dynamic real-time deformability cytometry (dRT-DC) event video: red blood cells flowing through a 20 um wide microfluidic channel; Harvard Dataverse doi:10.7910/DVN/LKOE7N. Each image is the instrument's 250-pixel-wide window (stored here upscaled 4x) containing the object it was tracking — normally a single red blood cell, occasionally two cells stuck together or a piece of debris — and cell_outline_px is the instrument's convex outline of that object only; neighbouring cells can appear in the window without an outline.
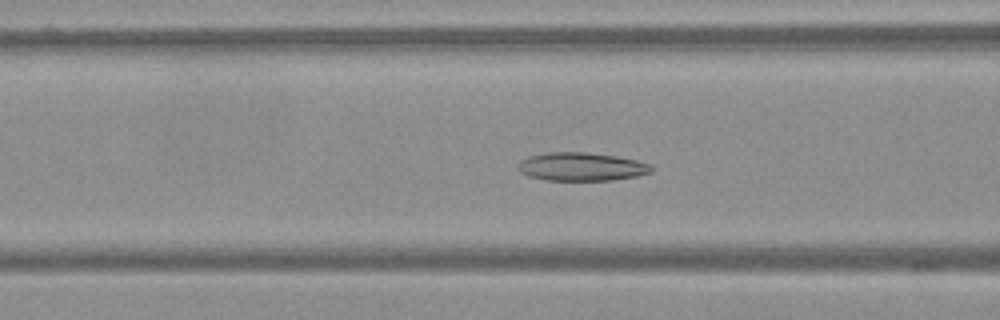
{"species": "Egyptian fruit bat (a non-hibernating species)", "species_latin": "Rousettus aegyptiacus", "temperature_condition": "warm", "stored_images_in_passage": 62, "camera_frame_rate_fps": 3000, "um_per_image_px": 0.085, "frame": {"image": 1, "passage_image": 26, "time_ms": 8.333, "image_size_px": [1000, 320], "cell_outline_px": [[652, 172], [636, 176], [612, 180], [548, 180], [528, 176], [520, 172], [516, 168], [516, 164], [520, 160], [528, 156], [548, 152], [588, 152], [616, 156], [636, 160], [652, 164]], "centroid_in_image_um": [49.39, 14.16], "position_along_channel_um": 117.2, "area_um2": 22.2}}
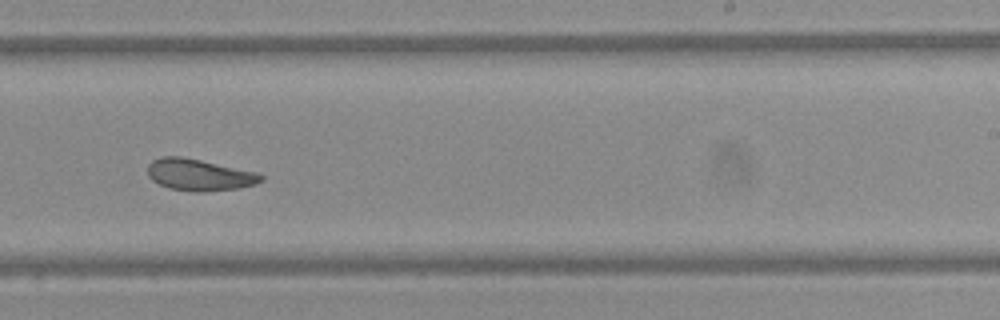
{"frame": {"image": 2, "passage_image": 40, "time_ms": 13.0, "image_size_px": [1000, 320], "cell_outline_px": [[264, 180], [256, 184], [240, 188], [204, 192], [196, 192], [168, 188], [152, 180], [148, 176], [148, 164], [152, 160], [160, 156], [180, 156], [260, 172], [264, 176]], "centroid_in_image_um": [16.97, 14.86], "position_along_channel_um": 272.0, "area_um2": 21.21}}
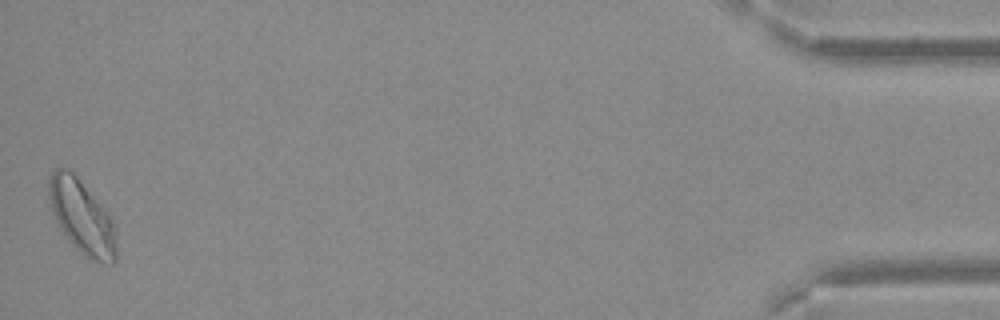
{"frame": {"image": 3, "passage_image": 62, "time_ms": 20.333, "image_size_px": [1000, 320], "cell_outline_px": [[116, 260], [112, 264], [104, 264], [92, 260], [84, 256], [72, 244], [56, 224], [52, 212], [48, 196], [48, 180], [52, 172], [56, 168], [68, 168], [76, 176], [112, 216], [116, 236]], "centroid_in_image_um": [6.96, 18.46], "position_along_channel_um": 428.2, "area_um2": 29.36}}